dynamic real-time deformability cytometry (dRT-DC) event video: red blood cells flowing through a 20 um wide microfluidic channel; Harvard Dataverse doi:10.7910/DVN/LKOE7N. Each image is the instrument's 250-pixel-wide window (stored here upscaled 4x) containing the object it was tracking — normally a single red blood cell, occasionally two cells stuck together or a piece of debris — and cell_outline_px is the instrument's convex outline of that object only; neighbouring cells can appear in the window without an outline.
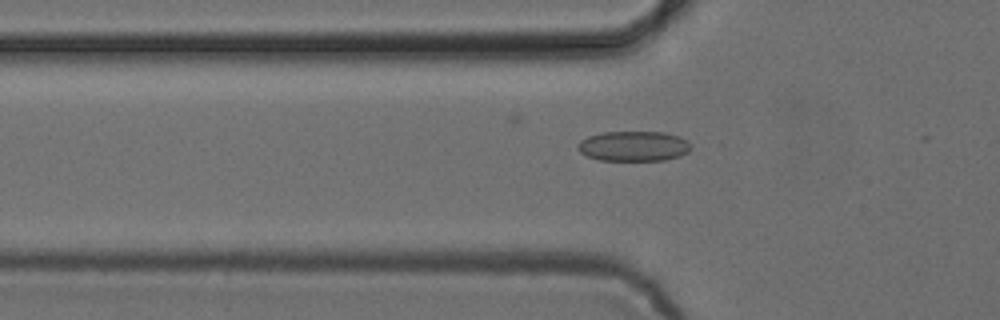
{"species": "common noctule bat (a hibernating species)", "species_latin": "Nyctalus noctula", "temperature_condition": "cold", "stored_images_in_passage": 11, "camera_frame_rate_fps": 3000, "um_per_image_px": 0.085, "animal": {"sex": "female", "body_mass_g": 24.6, "forearm_length_mm": 56.2}, "frame": {"image": 1, "passage_image": 10, "time_ms": 3.0, "image_size_px": [1000, 320], "cell_outline_px": [[692, 148], [688, 152], [680, 156], [664, 160], [600, 160], [588, 156], [580, 152], [576, 144], [580, 140], [588, 136], [604, 132], [664, 132], [680, 136], [688, 140], [692, 144]], "centroid_in_image_um": [53.89, 12.41], "position_along_channel_um": 71.9, "area_um2": 20.0}}